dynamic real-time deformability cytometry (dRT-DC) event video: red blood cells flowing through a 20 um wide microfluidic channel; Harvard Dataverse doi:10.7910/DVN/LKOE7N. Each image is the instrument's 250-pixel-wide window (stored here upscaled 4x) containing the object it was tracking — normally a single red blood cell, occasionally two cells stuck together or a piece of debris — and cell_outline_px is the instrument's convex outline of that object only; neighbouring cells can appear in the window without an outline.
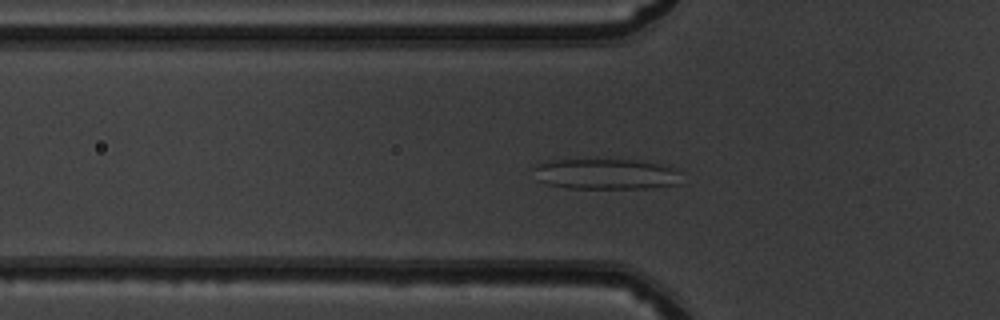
{"species": "common noctule bat (a hibernating species)", "species_latin": "Nyctalus noctula", "temperature_condition": "warm", "stored_images_in_passage": 41, "camera_frame_rate_fps": 3000, "um_per_image_px": 0.085, "animal": {"sex": "male", "body_mass_g": 19.5, "forearm_length_mm": 54.6}, "frame": {"image": 1, "passage_image": 7, "time_ms": 2.0, "image_size_px": [1000, 320], "cell_outline_px": [[680, 184], [648, 188], [568, 188], [548, 184], [540, 180], [532, 168], [536, 164], [548, 160], [636, 160], [656, 164], [672, 168], [680, 172]], "centroid_in_image_um": [51.49, 14.8], "position_along_channel_um": 74.3, "area_um2": 26.13}}
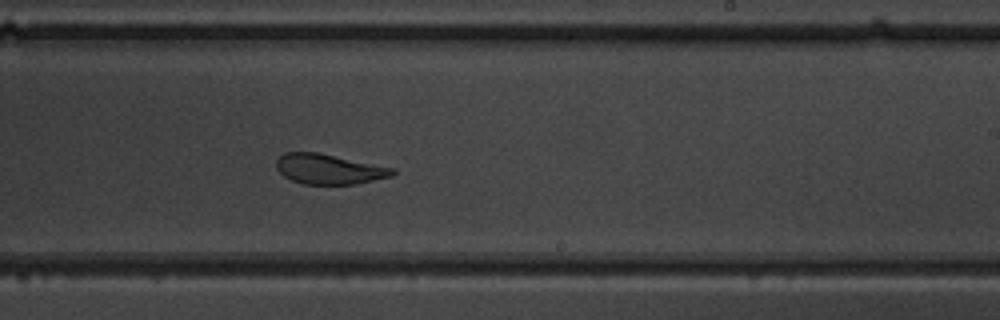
{"frame": {"image": 2, "passage_image": 21, "time_ms": 6.667, "image_size_px": [1000, 320], "cell_outline_px": [[396, 172], [392, 176], [356, 184], [304, 184], [292, 180], [284, 176], [276, 168], [276, 160], [284, 152], [316, 152], [396, 168]], "centroid_in_image_um": [27.97, 14.37], "position_along_channel_um": 261.0, "area_um2": 20.35}}
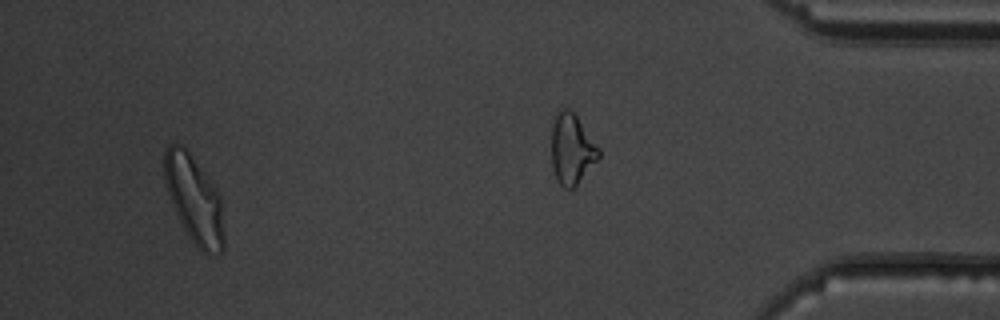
{"frame": {"image": 3, "passage_image": 38, "time_ms": 12.333, "image_size_px": [1000, 320], "cell_outline_px": [[224, 248], [220, 252], [200, 252], [192, 244], [172, 204], [164, 180], [164, 148], [168, 144], [184, 144], [208, 176], [216, 188], [220, 196], [224, 232]], "centroid_in_image_um": [16.5, 16.91], "position_along_channel_um": 418.7, "area_um2": 30.58}, "authors_computed_cell_mechanics": {"area_um2": 23.2356, "velocity_mm_per_s": 3.9966, "shape_relaxation_time_tau1_ms": null, "shape_relaxation_time_tau2_ms": 1.3997, "deformation_change_tau1": null, "deformation_change_tau2": 0.0951}}